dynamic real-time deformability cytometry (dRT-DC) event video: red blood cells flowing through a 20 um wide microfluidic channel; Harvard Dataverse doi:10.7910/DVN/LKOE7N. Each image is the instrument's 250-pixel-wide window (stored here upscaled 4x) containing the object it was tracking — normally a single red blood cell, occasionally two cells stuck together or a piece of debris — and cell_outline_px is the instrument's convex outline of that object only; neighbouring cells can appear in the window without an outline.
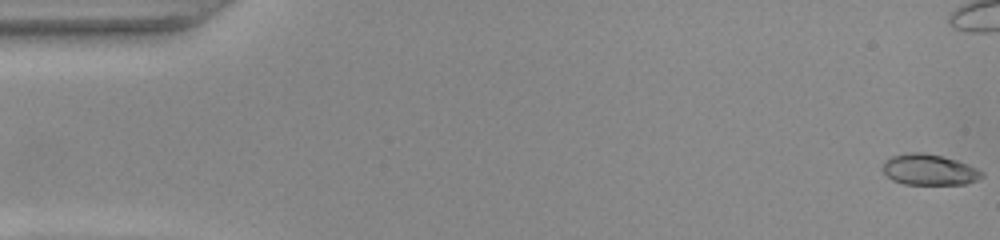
{"species": "common noctule bat (a hibernating species)", "species_latin": "Nyctalus noctula", "temperature_condition": "warm", "stored_images_in_passage": 43, "camera_frame_rate_fps": 3000, "um_per_image_px": 0.085, "animal": {"sex": "female", "body_mass_g": 22.0, "forearm_length_mm": 56.7}, "frame": {"image": 1, "passage_image": 1, "time_ms": 0.0, "image_size_px": [1000, 240], "cell_outline_px": [[984, 176], [976, 180], [964, 184], [904, 184], [892, 180], [884, 172], [884, 160], [892, 156], [908, 152], [924, 152], [956, 160], [976, 168], [984, 172]], "centroid_in_image_um": [78.98, 14.42], "position_along_channel_um": 6.0, "area_um2": 17.69}}
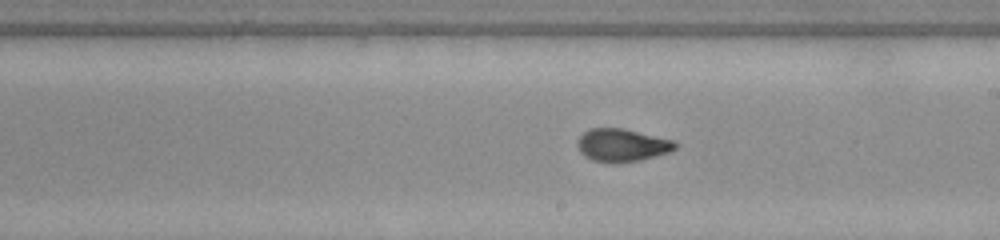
{"frame": {"image": 2, "passage_image": 30, "time_ms": 9.667, "image_size_px": [1000, 240], "cell_outline_px": [[680, 144], [676, 148], [668, 152], [640, 160], [612, 164], [592, 160], [584, 156], [580, 152], [576, 144], [580, 136], [588, 128], [624, 128], [676, 140]], "centroid_in_image_um": [52.88, 12.33], "position_along_channel_um": 236.1, "area_um2": 19.07}}
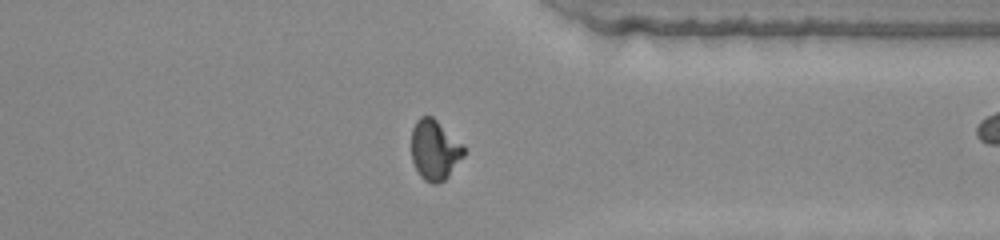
{"frame": {"image": 3, "passage_image": 41, "time_ms": 13.333, "image_size_px": [1000, 240], "cell_outline_px": [[464, 156], [448, 176], [444, 180], [436, 184], [432, 184], [424, 180], [420, 176], [412, 160], [412, 128], [416, 120], [420, 116], [432, 116], [464, 144]], "centroid_in_image_um": [36.95, 12.74], "position_along_channel_um": 374.4, "area_um2": 18.44}}